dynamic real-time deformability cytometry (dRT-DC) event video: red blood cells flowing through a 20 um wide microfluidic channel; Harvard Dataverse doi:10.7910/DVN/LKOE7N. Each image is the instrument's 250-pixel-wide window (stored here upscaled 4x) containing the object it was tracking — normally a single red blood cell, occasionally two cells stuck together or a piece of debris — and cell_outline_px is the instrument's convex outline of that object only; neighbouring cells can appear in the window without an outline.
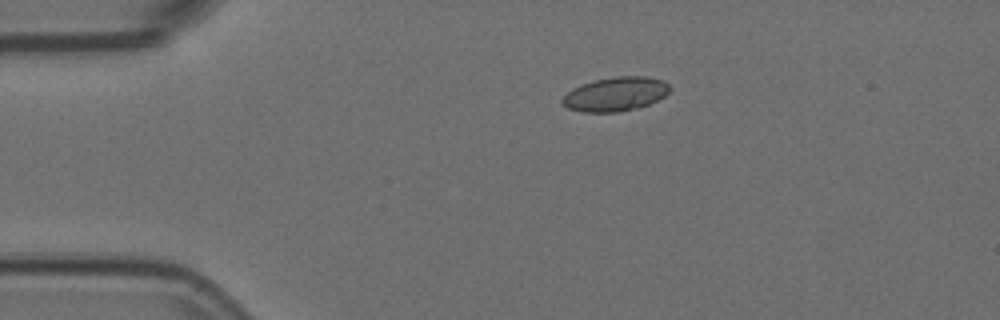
{"species": "Egyptian fruit bat (a non-hibernating species)", "species_latin": "Rousettus aegyptiacus", "temperature_condition": "room temperature", "stored_images_in_passage": 3, "camera_frame_rate_fps": 3000, "um_per_image_px": 0.085, "animal": {"sex": "female"}, "frame": {"image": 1, "passage_image": 1, "time_ms": 0.0, "image_size_px": [1000, 320], "cell_outline_px": [[672, 88], [664, 96], [648, 104], [636, 108], [620, 112], [584, 112], [568, 108], [560, 104], [560, 100], [572, 88], [580, 84], [596, 80], [616, 76], [648, 76], [664, 80]], "centroid_in_image_um": [52.3, 7.99], "position_along_channel_um": 32.7, "area_um2": 21.44}}
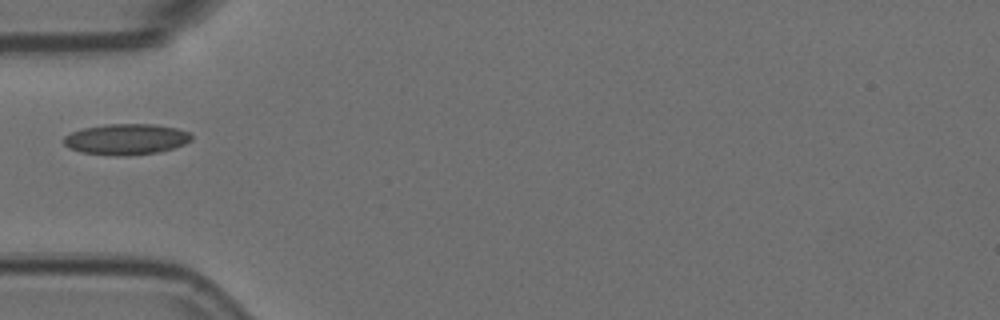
{"frame": {"image": 2, "passage_image": 3, "time_ms": 0.667, "image_size_px": [1000, 320], "cell_outline_px": [[192, 140], [184, 144], [160, 152], [124, 156], [116, 156], [80, 152], [68, 148], [60, 140], [64, 136], [80, 128], [104, 124], [156, 124], [176, 128], [188, 132], [192, 136]], "centroid_in_image_um": [10.67, 11.83], "position_along_channel_um": 74.3, "area_um2": 23.29}}